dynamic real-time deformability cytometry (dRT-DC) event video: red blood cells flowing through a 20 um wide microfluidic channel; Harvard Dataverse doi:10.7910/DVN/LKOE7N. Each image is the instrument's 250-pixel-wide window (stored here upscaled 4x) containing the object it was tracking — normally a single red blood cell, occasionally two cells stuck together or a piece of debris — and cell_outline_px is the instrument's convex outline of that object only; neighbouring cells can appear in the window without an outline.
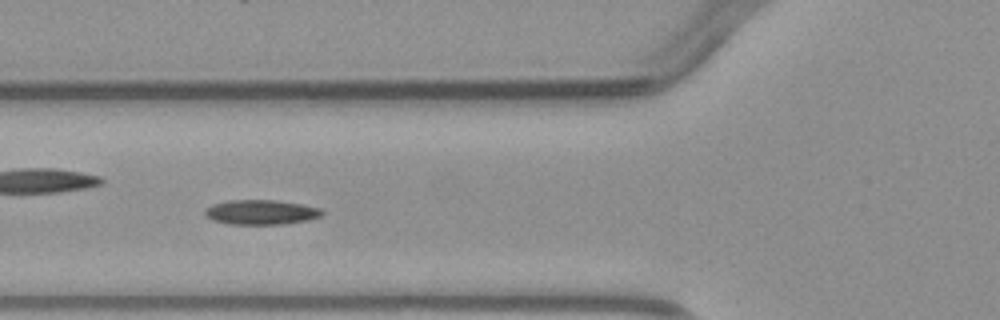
{"species": "common noctule bat (a hibernating species)", "species_latin": "Nyctalus noctula", "temperature_condition": "warm", "stored_images_in_passage": 4, "camera_frame_rate_fps": 3000, "um_per_image_px": 0.085, "animal": {"sex": "male", "body_mass_g": 23.1, "forearm_length_mm": 52.7}, "frame": {"image": 1, "passage_image": 4, "time_ms": 4.333, "image_size_px": [1000, 320], "cell_outline_px": [[324, 212], [320, 216], [308, 220], [280, 224], [228, 224], [212, 220], [204, 212], [212, 204], [228, 200], [276, 200], [300, 204], [320, 208]], "centroid_in_image_um": [22.18, 18.03], "position_along_channel_um": 103.6, "area_um2": 16.7}}